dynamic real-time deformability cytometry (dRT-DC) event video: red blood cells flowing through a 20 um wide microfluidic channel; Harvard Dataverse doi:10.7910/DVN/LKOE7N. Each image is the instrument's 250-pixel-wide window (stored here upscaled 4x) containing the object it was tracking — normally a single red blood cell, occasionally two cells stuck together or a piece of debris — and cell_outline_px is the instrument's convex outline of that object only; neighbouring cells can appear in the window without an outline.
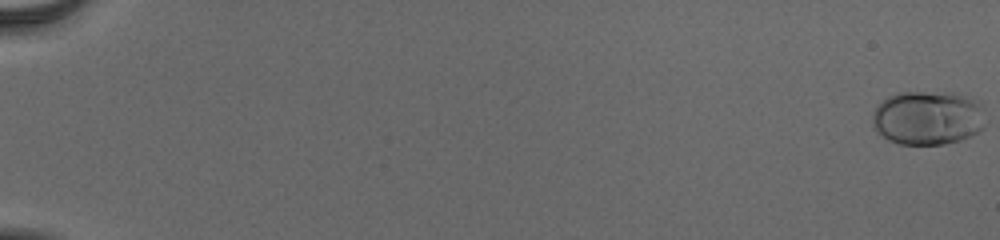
{"species": "human", "species_latin": "Homo sapiens", "temperature_condition": "cold", "stored_images_in_passage": 57, "camera_frame_rate_fps": 3000, "um_per_image_px": 0.085, "donor": {"sex": "male"}, "frame": {"image": 1, "passage_image": 1, "time_ms": 0.0, "image_size_px": [1000, 240], "cell_outline_px": [[984, 128], [960, 140], [944, 144], [896, 144], [888, 140], [876, 132], [872, 124], [872, 112], [888, 96], [896, 92], [952, 92], [980, 100], [984, 124]], "centroid_in_image_um": [78.84, 10.01], "position_along_channel_um": 6.2, "area_um2": 35.95}}
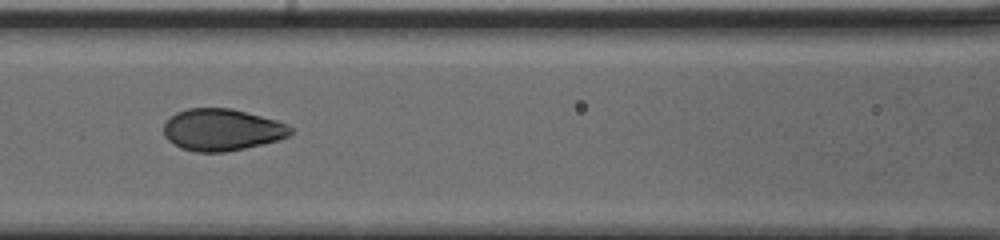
{"frame": {"image": 2, "passage_image": 29, "time_ms": 9.333, "image_size_px": [1000, 240], "cell_outline_px": [[292, 132], [288, 136], [276, 140], [244, 148], [224, 152], [196, 152], [180, 148], [172, 144], [164, 136], [164, 124], [176, 112], [188, 108], [232, 108], [276, 120], [288, 124], [292, 128]], "centroid_in_image_um": [18.84, 11.03], "position_along_channel_um": 147.8, "area_um2": 30.87}}
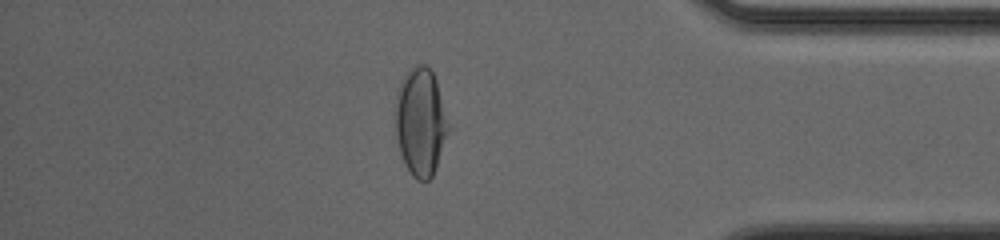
{"frame": {"image": 3, "passage_image": 50, "time_ms": 16.333, "image_size_px": [1000, 240], "cell_outline_px": [[448, 132], [432, 176], [428, 180], [416, 180], [412, 176], [404, 164], [400, 152], [396, 136], [396, 96], [400, 80], [408, 68], [416, 64], [424, 64], [432, 72], [436, 80], [448, 124]], "centroid_in_image_um": [35.71, 10.34], "position_along_channel_um": 399.5, "area_um2": 32.95}, "authors_computed_cell_mechanics": {"area_um2": 32.5992, "velocity_mm_per_s": 3.9011, "shape_relaxation_time_tau1_ms": 3.7702, "shape_relaxation_time_tau2_ms": null, "deformation_change_tau1": 0.1848, "deformation_change_tau2": null}}